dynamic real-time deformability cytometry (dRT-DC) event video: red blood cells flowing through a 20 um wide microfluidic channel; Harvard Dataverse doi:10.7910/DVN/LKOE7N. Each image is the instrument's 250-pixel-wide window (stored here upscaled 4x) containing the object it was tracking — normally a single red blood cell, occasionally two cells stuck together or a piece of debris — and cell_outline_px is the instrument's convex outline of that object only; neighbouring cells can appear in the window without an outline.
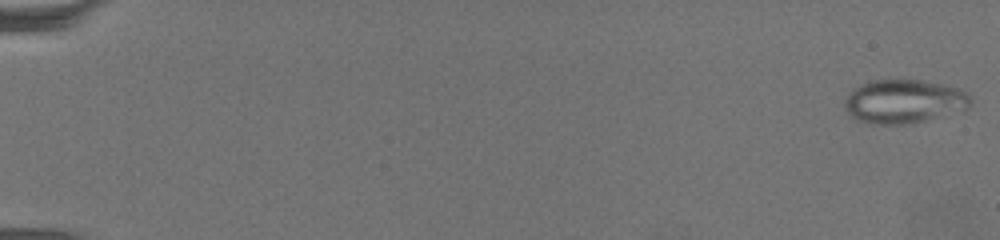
{"species": "common noctule bat (a hibernating species)", "species_latin": "Nyctalus noctula", "temperature_condition": "warm", "stored_images_in_passage": 67, "camera_frame_rate_fps": 3000, "um_per_image_px": 0.085, "animal": {"sex": "female", "body_mass_g": 19.5, "forearm_length_mm": 54.1}, "frame": {"image": 1, "passage_image": 1, "time_ms": 0.0, "image_size_px": [1000, 240], "cell_outline_px": [[972, 104], [968, 108], [924, 120], [904, 124], [868, 124], [856, 120], [848, 116], [844, 104], [844, 100], [848, 92], [852, 88], [872, 80], [920, 80], [960, 88], [968, 92], [972, 100]], "centroid_in_image_um": [76.79, 8.62], "position_along_channel_um": 8.2, "area_um2": 32.25}}
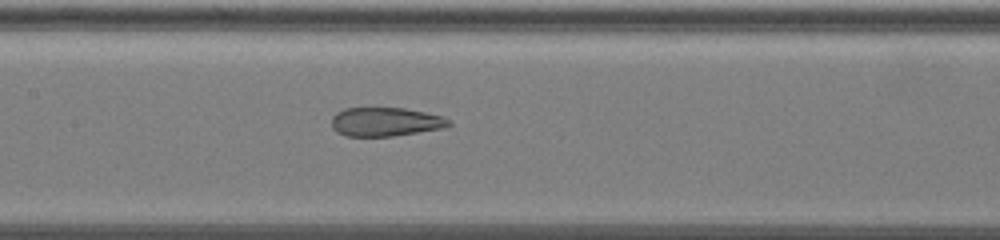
{"frame": {"image": 2, "passage_image": 35, "time_ms": 11.333, "image_size_px": [1000, 240], "cell_outline_px": [[452, 124], [444, 128], [392, 136], [344, 136], [336, 132], [332, 128], [332, 116], [336, 112], [344, 108], [404, 108], [424, 112], [440, 116], [452, 120]], "centroid_in_image_um": [32.74, 10.36], "position_along_channel_um": 174.7, "area_um2": 19.77}}
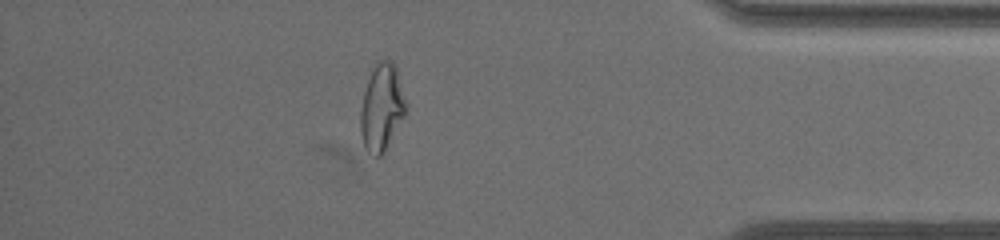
{"frame": {"image": 3, "passage_image": 59, "time_ms": 19.333, "image_size_px": [1000, 240], "cell_outline_px": [[408, 104], [404, 116], [384, 152], [380, 156], [376, 156], [368, 152], [364, 148], [360, 132], [360, 112], [364, 92], [368, 80], [376, 60], [392, 60], [396, 68]], "centroid_in_image_um": [32.45, 9.12], "position_along_channel_um": 402.7, "area_um2": 23.06}, "authors_computed_cell_mechanics": {"area_um2": 24.4494, "velocity_mm_per_s": 3.2242, "shape_relaxation_time_tau1_ms": null, "shape_relaxation_time_tau2_ms": 1.2441, "deformation_change_tau1": null, "deformation_change_tau2": 0.0928}}